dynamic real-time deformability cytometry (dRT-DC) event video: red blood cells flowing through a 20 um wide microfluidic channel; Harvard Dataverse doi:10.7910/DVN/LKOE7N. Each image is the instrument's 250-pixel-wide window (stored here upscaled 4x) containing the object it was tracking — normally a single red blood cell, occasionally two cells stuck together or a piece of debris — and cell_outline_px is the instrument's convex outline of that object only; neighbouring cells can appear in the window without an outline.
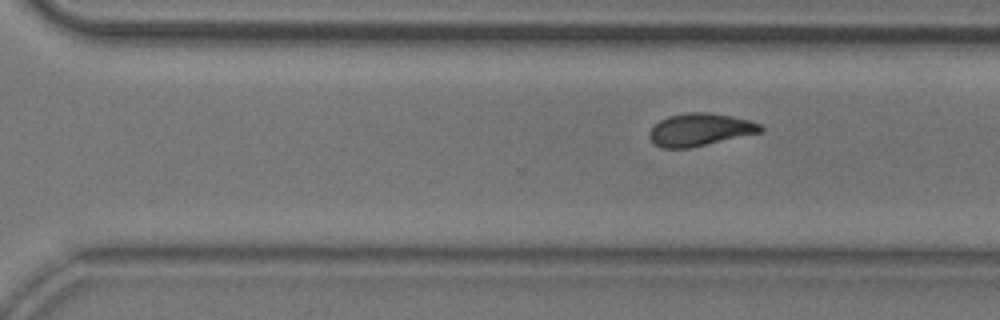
{"species": "common noctule bat (a hibernating species)", "species_latin": "Nyctalus noctula", "temperature_condition": "room temperature", "stored_images_in_passage": 8, "segment_of_instrument_passage": [2, 2], "camera_frame_rate_fps": 3000, "um_per_image_px": 0.085, "animal": {"sex": "male", "body_mass_g": 20.5, "forearm_length_mm": 52.5}, "frame": {"image": 1, "passage_image": 8, "time_ms": 9.0, "image_size_px": [1000, 320], "cell_outline_px": [[764, 132], [688, 148], [660, 148], [648, 136], [648, 132], [660, 120], [668, 116], [692, 112], [708, 112], [748, 120], [760, 124], [764, 128]], "centroid_in_image_um": [59.51, 11.03], "position_along_channel_um": 311.1, "area_um2": 20.92}}